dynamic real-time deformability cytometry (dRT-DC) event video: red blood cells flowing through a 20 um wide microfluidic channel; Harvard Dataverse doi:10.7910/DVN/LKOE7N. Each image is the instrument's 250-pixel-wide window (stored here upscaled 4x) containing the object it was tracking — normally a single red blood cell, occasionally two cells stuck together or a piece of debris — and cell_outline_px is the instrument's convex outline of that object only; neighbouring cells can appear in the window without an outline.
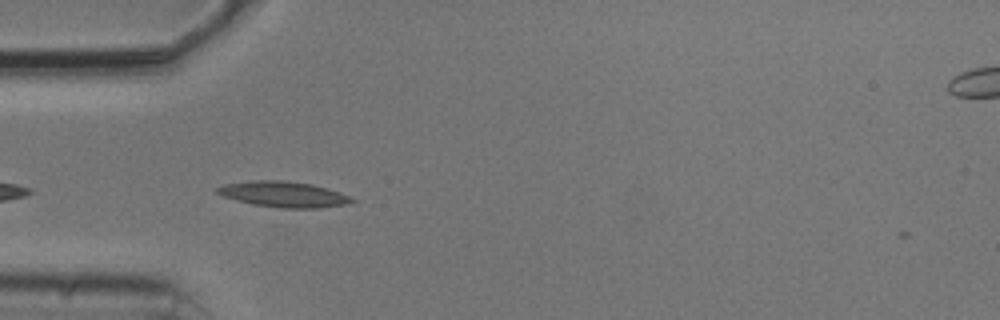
{"species": "common noctule bat (a hibernating species)", "species_latin": "Nyctalus noctula", "temperature_condition": "cold", "stored_images_in_passage": 10, "camera_frame_rate_fps": 3000, "um_per_image_px": 0.085, "animal": {"sex": "male", "body_mass_g": 20.5, "forearm_length_mm": 52.5}, "frame": {"image": 1, "passage_image": 1, "time_ms": 0.0, "image_size_px": [1000, 320], "cell_outline_px": [[356, 200], [344, 204], [316, 208], [280, 208], [252, 204], [236, 200], [224, 196], [216, 192], [216, 188], [224, 184], [252, 180], [284, 180], [312, 184], [340, 192]], "centroid_in_image_um": [24.06, 16.51], "position_along_channel_um": 60.9, "area_um2": 20.0}}
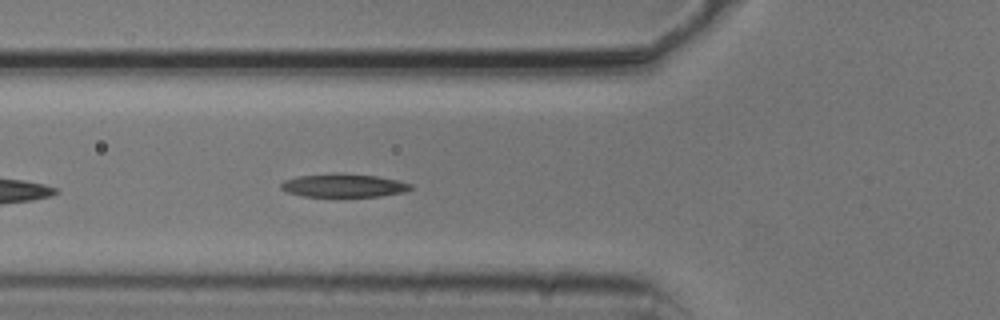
{"frame": {"image": 2, "passage_image": 4, "time_ms": 1.0, "image_size_px": [1000, 320], "cell_outline_px": [[412, 188], [404, 192], [380, 196], [304, 196], [288, 192], [280, 188], [280, 184], [284, 180], [296, 176], [332, 172], [344, 172], [376, 176], [396, 180], [412, 184]], "centroid_in_image_um": [29.17, 15.74], "position_along_channel_um": 96.6, "area_um2": 17.8}}